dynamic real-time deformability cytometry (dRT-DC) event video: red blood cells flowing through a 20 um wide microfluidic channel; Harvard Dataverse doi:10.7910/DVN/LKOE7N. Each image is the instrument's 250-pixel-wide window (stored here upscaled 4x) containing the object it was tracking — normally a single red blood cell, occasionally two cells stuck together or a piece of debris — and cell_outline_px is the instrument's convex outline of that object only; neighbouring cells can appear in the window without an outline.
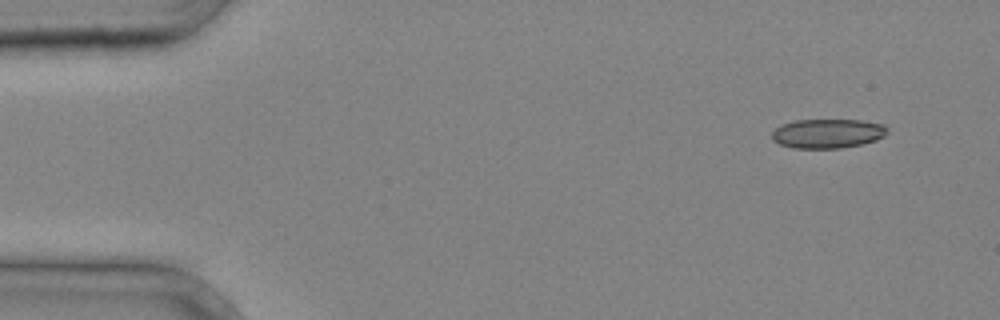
{"species": "common noctule bat (a hibernating species)", "species_latin": "Nyctalus noctula", "temperature_condition": "cold", "stored_images_in_passage": 4, "camera_frame_rate_fps": 3000, "um_per_image_px": 0.085, "animal": {"sex": "male", "body_mass_g": 20.4}, "frame": {"image": 1, "passage_image": 1, "time_ms": 0.0, "image_size_px": [1000, 320], "cell_outline_px": [[888, 132], [884, 136], [876, 140], [864, 144], [840, 148], [792, 148], [780, 144], [772, 140], [772, 132], [780, 124], [796, 120], [860, 120], [884, 124], [888, 128]], "centroid_in_image_um": [70.36, 11.35], "position_along_channel_um": 14.6, "area_um2": 19.88}}